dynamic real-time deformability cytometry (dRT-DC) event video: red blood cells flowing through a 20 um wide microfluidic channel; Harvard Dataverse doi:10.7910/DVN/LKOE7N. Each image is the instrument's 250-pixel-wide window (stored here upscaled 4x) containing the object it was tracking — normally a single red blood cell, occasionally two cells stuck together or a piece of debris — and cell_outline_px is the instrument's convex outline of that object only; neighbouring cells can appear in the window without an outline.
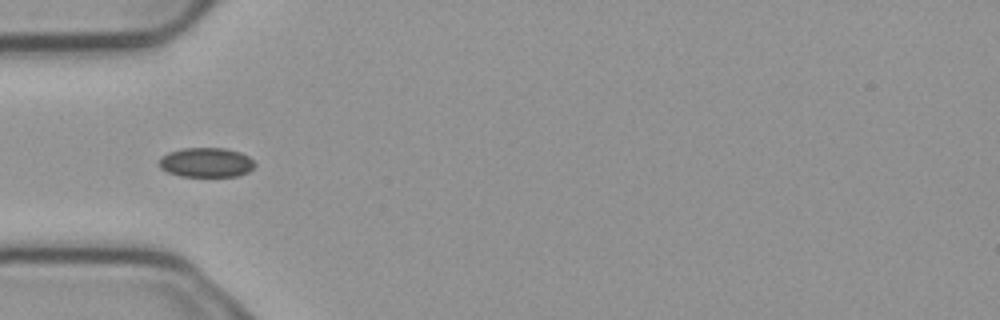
{"species": "common noctule bat (a hibernating species)", "species_latin": "Nyctalus noctula", "temperature_condition": "cold", "stored_images_in_passage": 7, "camera_frame_rate_fps": 3000, "um_per_image_px": 0.085, "animal": {"sex": "male", "body_mass_g": 23.1, "forearm_length_mm": 52.7}, "frame": {"image": 1, "passage_image": 5, "time_ms": 1.333, "image_size_px": [1000, 320], "cell_outline_px": [[256, 164], [248, 172], [236, 176], [180, 176], [168, 172], [160, 168], [160, 156], [168, 152], [180, 148], [224, 148], [240, 152], [248, 156]], "centroid_in_image_um": [17.51, 13.8], "position_along_channel_um": 67.5, "area_um2": 16.47}}
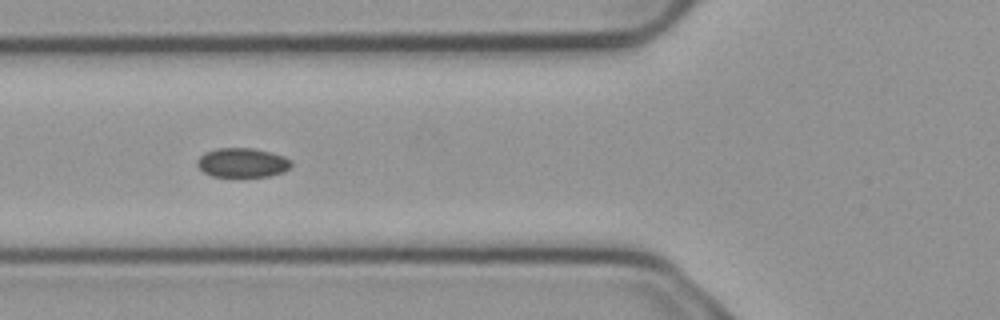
{"frame": {"image": 2, "passage_image": 6, "time_ms": 1.667, "image_size_px": [1000, 320], "cell_outline_px": [[292, 164], [284, 172], [268, 176], [212, 176], [204, 172], [196, 164], [196, 160], [204, 152], [216, 148], [252, 148], [272, 152], [284, 156], [292, 160]], "centroid_in_image_um": [20.6, 13.81], "position_along_channel_um": 105.2, "area_um2": 16.13}}
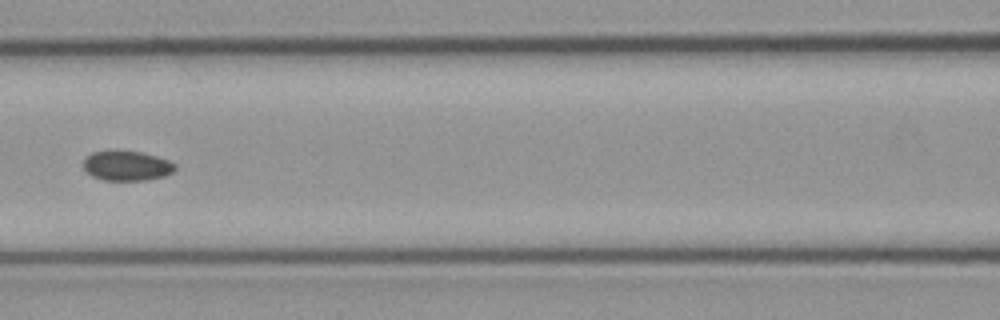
{"frame": {"image": 3, "passage_image": 7, "time_ms": 2.0, "image_size_px": [1000, 320], "cell_outline_px": [[176, 168], [172, 172], [164, 176], [148, 180], [100, 180], [92, 176], [84, 168], [84, 160], [92, 152], [140, 152], [156, 156], [168, 160], [176, 164]], "centroid_in_image_um": [10.8, 14.12], "position_along_channel_um": 155.8, "area_um2": 15.61}}